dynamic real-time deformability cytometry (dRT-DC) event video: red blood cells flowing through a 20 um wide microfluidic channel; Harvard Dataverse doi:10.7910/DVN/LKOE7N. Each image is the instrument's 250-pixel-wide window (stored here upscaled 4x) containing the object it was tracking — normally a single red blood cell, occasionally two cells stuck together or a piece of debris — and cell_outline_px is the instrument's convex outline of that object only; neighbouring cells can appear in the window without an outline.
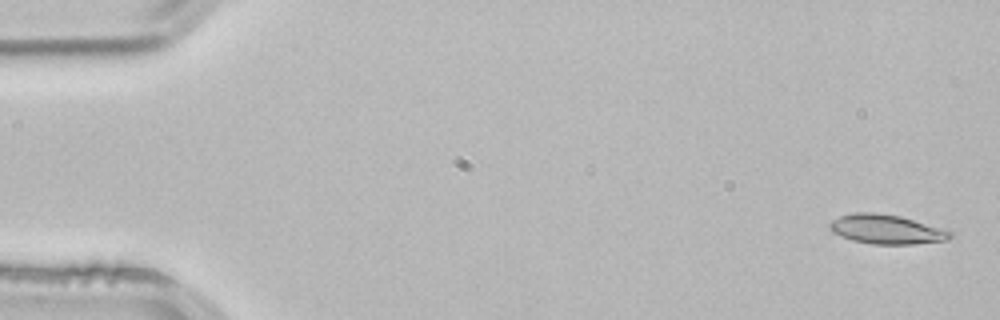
{"species": "common noctule bat (a hibernating species)", "species_latin": "Nyctalus noctula", "temperature_condition": "room temperature", "stored_images_in_passage": 2, "camera_frame_rate_fps": 3000, "um_per_image_px": 0.085, "animal": {"sex": "male", "body_mass_g": 21.5, "forearm_length_mm": 52.0}, "frame": {"image": 1, "passage_image": 1, "time_ms": 0.0, "image_size_px": [1000, 320], "cell_outline_px": [[952, 236], [948, 240], [912, 244], [872, 244], [852, 240], [832, 232], [828, 228], [828, 224], [832, 220], [840, 216], [856, 212], [876, 212], [900, 216], [952, 232]], "centroid_in_image_um": [75.29, 19.49], "position_along_channel_um": 9.7, "area_um2": 20.4}}